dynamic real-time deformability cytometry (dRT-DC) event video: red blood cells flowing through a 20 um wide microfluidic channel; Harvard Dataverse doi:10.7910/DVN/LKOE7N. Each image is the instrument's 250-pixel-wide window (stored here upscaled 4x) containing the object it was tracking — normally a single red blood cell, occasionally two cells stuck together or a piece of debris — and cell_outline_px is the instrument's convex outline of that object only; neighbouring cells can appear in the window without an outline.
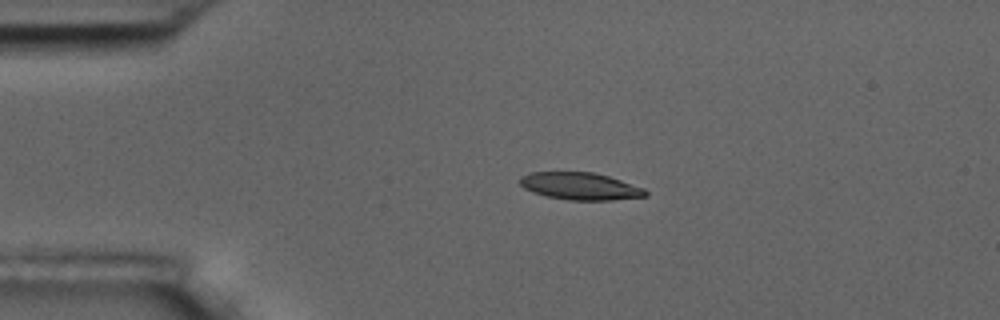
{"species": "common noctule bat (a hibernating species)", "species_latin": "Nyctalus noctula", "temperature_condition": "room temperature", "stored_images_in_passage": 3, "camera_frame_rate_fps": 3000, "um_per_image_px": 0.085, "animal": {"sex": "male", "body_mass_g": 17.5, "forearm_length_mm": 52.3}, "frame": {"image": 1, "passage_image": 2, "time_ms": 1.333, "image_size_px": [1000, 320], "cell_outline_px": [[648, 196], [612, 200], [568, 200], [548, 196], [532, 192], [524, 188], [520, 184], [520, 176], [528, 172], [592, 172], [608, 176], [644, 188], [648, 192]], "centroid_in_image_um": [49.31, 15.82], "position_along_channel_um": 35.7, "area_um2": 19.94}}